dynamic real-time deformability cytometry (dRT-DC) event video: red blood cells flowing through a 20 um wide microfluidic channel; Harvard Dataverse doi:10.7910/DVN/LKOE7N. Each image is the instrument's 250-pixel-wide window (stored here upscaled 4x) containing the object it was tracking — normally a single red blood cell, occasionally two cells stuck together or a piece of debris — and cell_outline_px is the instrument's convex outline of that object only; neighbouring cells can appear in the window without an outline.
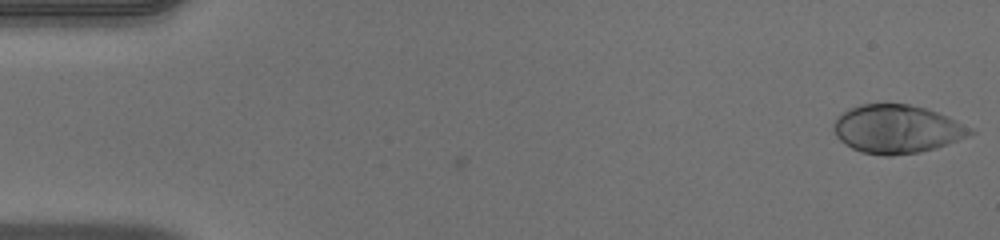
{"species": "human", "species_latin": "Homo sapiens", "temperature_condition": "warm", "stored_images_in_passage": 51, "camera_frame_rate_fps": 3000, "um_per_image_px": 0.085, "donor": {"sex": "male"}, "frame": {"image": 1, "passage_image": 1, "time_ms": 0.0, "image_size_px": [1000, 240], "cell_outline_px": [[976, 132], [968, 136], [936, 148], [920, 152], [892, 156], [884, 156], [860, 152], [844, 144], [836, 136], [832, 128], [832, 124], [848, 108], [860, 104], [908, 104], [924, 108], [948, 116], [972, 128]], "centroid_in_image_um": [76.22, 10.98], "position_along_channel_um": 8.8, "area_um2": 38.55}}
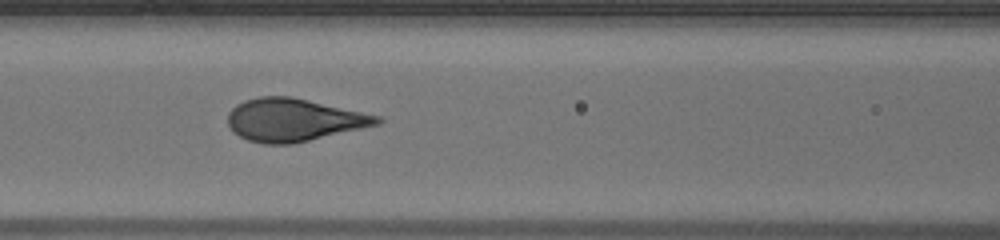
{"frame": {"image": 2, "passage_image": 22, "time_ms": 7.0, "image_size_px": [1000, 240], "cell_outline_px": [[384, 120], [380, 124], [308, 140], [288, 144], [264, 144], [248, 140], [232, 132], [228, 124], [228, 112], [236, 104], [244, 100], [260, 96], [292, 96], [380, 116]], "centroid_in_image_um": [24.93, 10.18], "position_along_channel_um": 141.7, "area_um2": 37.05}}
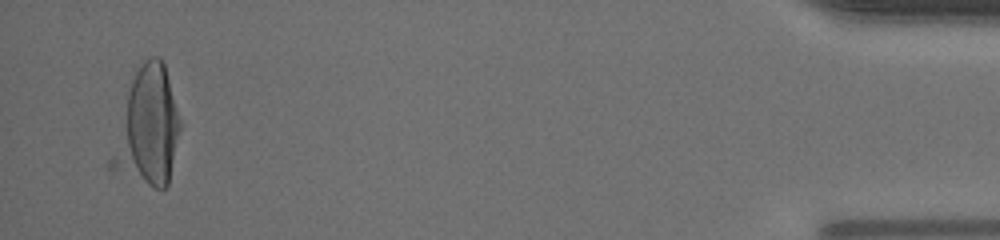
{"frame": {"image": 3, "passage_image": 49, "time_ms": 16.0, "image_size_px": [1000, 240], "cell_outline_px": [[180, 128], [168, 184], [164, 188], [152, 188], [108, 168], [108, 160], [128, 92], [132, 80], [140, 64], [148, 56], [160, 56], [164, 64], [180, 120]], "centroid_in_image_um": [12.52, 10.87], "position_along_channel_um": 422.7, "area_um2": 46.24}}